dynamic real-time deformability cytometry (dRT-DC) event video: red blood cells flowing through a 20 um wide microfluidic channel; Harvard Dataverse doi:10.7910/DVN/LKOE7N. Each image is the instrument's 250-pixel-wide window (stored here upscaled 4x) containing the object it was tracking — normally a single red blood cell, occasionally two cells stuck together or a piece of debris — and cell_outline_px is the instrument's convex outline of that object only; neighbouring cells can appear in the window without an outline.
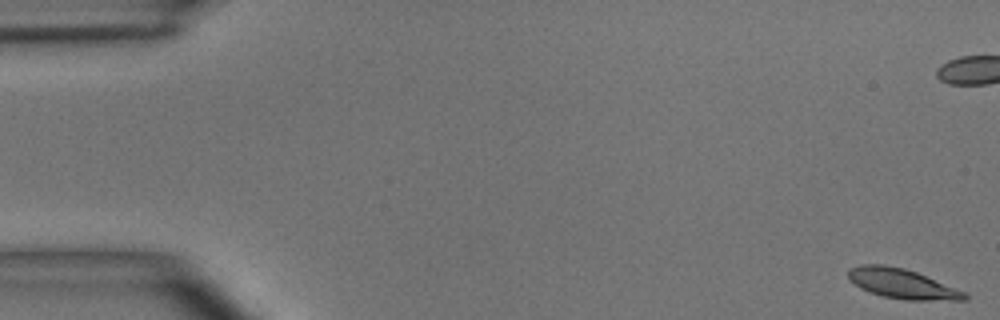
{"species": "common noctule bat (a hibernating species)", "species_latin": "Nyctalus noctula", "temperature_condition": "room temperature", "stored_images_in_passage": 8, "camera_frame_rate_fps": 3000, "um_per_image_px": 0.085, "animal": {"sex": "male", "body_mass_g": 15.6}, "frame": {"image": 1, "passage_image": 1, "time_ms": 0.0, "image_size_px": [1000, 320], "cell_outline_px": [[968, 300], [904, 300], [884, 296], [860, 288], [848, 280], [848, 268], [860, 264], [884, 264], [904, 268], [916, 272], [964, 292], [968, 296]], "centroid_in_image_um": [76.62, 24.1], "position_along_channel_um": 8.4, "area_um2": 20.06}}
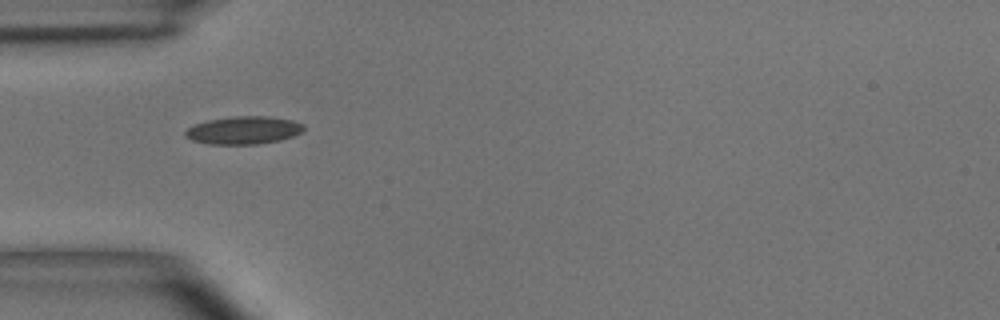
{"frame": {"image": 2, "passage_image": 6, "time_ms": 6.0, "image_size_px": [1000, 320], "cell_outline_px": [[304, 128], [300, 132], [292, 136], [280, 140], [256, 144], [208, 144], [192, 140], [184, 136], [184, 132], [188, 128], [196, 124], [208, 120], [232, 116], [268, 116], [292, 120], [304, 124]], "centroid_in_image_um": [20.69, 11.06], "position_along_channel_um": 64.3, "area_um2": 19.13}}
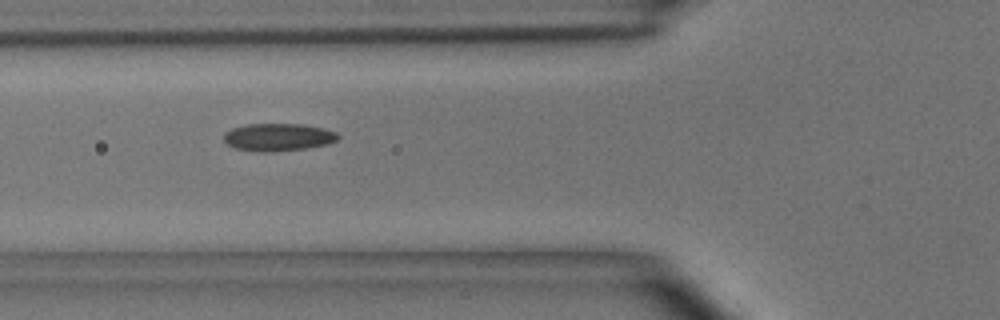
{"frame": {"image": 3, "passage_image": 7, "time_ms": 7.0, "image_size_px": [1000, 320], "cell_outline_px": [[340, 136], [336, 140], [328, 144], [304, 148], [268, 152], [260, 152], [236, 148], [228, 144], [224, 140], [224, 132], [232, 128], [248, 124], [304, 124], [324, 128], [336, 132]], "centroid_in_image_um": [23.65, 11.65], "position_along_channel_um": 102.2, "area_um2": 18.26}}